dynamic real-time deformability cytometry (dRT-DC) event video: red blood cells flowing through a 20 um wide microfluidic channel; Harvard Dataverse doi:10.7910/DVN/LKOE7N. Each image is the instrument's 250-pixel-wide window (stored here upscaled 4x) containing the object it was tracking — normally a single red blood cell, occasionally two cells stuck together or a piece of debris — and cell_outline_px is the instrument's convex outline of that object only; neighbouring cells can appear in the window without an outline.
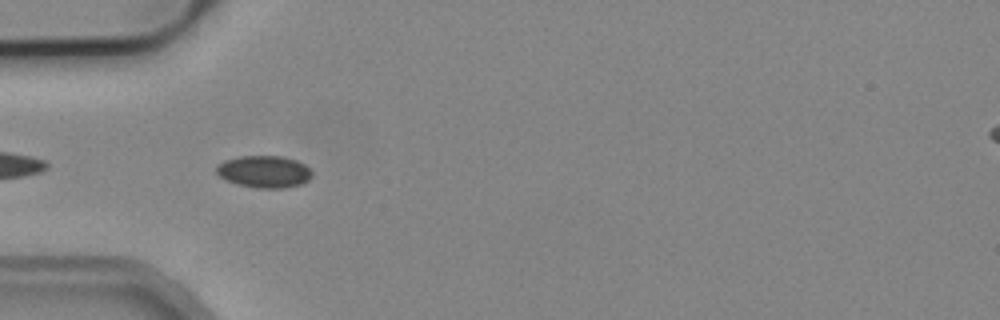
{"species": "common noctule bat (a hibernating species)", "species_latin": "Nyctalus noctula", "temperature_condition": "cold", "stored_images_in_passage": 5, "camera_frame_rate_fps": 3000, "um_per_image_px": 0.085, "animal": {"sex": "male", "body_mass_g": 19.2, "forearm_length_mm": 51.8}, "frame": {"image": 1, "passage_image": 4, "time_ms": 3.333, "image_size_px": [1000, 320], "cell_outline_px": [[312, 176], [308, 180], [300, 184], [280, 188], [260, 188], [236, 184], [220, 176], [216, 172], [216, 164], [224, 160], [240, 156], [284, 156], [296, 160], [304, 164], [312, 172]], "centroid_in_image_um": [22.44, 14.57], "position_along_channel_um": 62.6, "area_um2": 17.8}}